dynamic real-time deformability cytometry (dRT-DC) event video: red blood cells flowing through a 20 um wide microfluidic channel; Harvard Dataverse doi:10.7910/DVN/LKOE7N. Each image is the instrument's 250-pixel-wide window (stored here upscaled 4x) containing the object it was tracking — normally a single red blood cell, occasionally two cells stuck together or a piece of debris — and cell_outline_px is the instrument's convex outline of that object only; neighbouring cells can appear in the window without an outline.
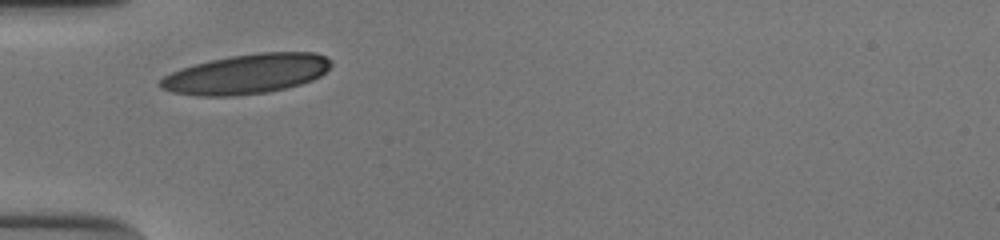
{"species": "human", "species_latin": "Homo sapiens", "temperature_condition": "cold", "stored_images_in_passage": 27, "camera_frame_rate_fps": 3000, "um_per_image_px": 0.085, "donor": {"sex": "male"}, "frame": {"image": 1, "passage_image": 1, "time_ms": 0.0, "image_size_px": [1000, 240], "cell_outline_px": [[332, 64], [320, 76], [312, 80], [300, 84], [268, 92], [232, 96], [196, 96], [172, 92], [160, 88], [156, 84], [164, 76], [180, 68], [212, 60], [232, 56], [256, 52], [316, 52], [332, 60]], "centroid_in_image_um": [20.94, 6.29], "position_along_channel_um": 64.1, "area_um2": 39.54}}
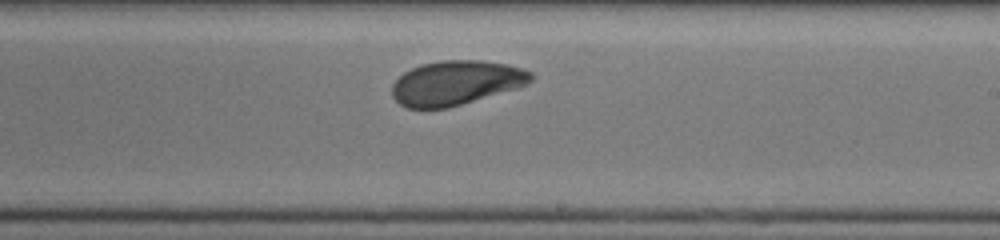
{"frame": {"image": 2, "passage_image": 16, "time_ms": 5.0, "image_size_px": [1000, 240], "cell_outline_px": [[532, 80], [528, 84], [520, 88], [448, 108], [408, 108], [400, 104], [392, 96], [392, 84], [404, 72], [420, 64], [444, 60], [480, 60], [508, 64], [532, 72]], "centroid_in_image_um": [38.78, 7.04], "position_along_channel_um": 250.2, "area_um2": 36.13}}
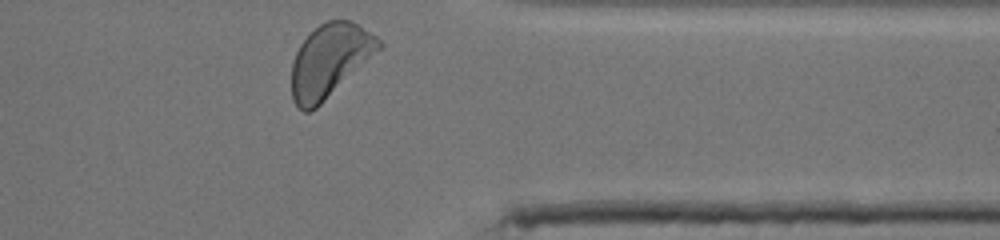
{"frame": {"image": 3, "passage_image": 27, "time_ms": 8.667, "image_size_px": [1000, 240], "cell_outline_px": [[384, 44], [380, 48], [312, 112], [304, 112], [292, 100], [292, 64], [296, 52], [300, 44], [320, 24], [328, 20], [352, 20], [376, 36]], "centroid_in_image_um": [28.0, 5.14], "position_along_channel_um": 383.4, "area_um2": 36.41}, "authors_computed_cell_mechanics": {"area_um2": 36.5296, "velocity_mm_per_s": 3.8183, "shape_relaxation_time_tau1_ms": 2.494, "shape_relaxation_time_tau2_ms": null, "deformation_change_tau1": 0.1242, "deformation_change_tau2": null}}